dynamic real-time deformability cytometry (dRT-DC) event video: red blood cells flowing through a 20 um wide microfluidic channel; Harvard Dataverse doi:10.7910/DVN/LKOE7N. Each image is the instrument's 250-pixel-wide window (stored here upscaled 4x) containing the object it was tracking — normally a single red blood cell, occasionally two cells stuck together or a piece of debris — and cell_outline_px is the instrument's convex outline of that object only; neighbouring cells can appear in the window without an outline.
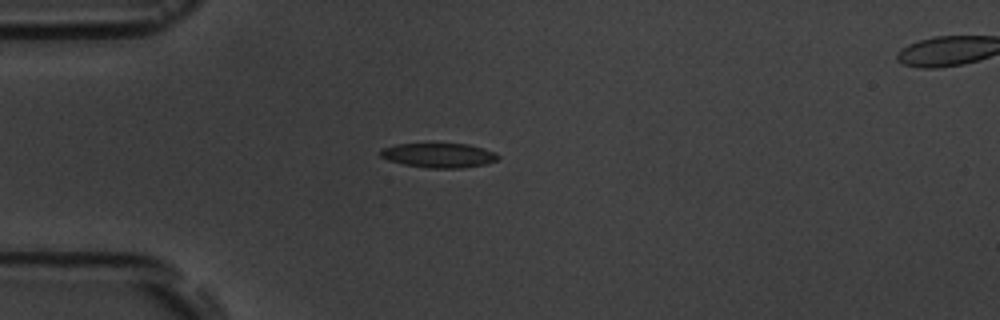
{"species": "common noctule bat (a hibernating species)", "species_latin": "Nyctalus noctula", "temperature_condition": "room temperature", "stored_images_in_passage": 4, "camera_frame_rate_fps": 3000, "um_per_image_px": 0.085, "animal": {"sex": "male", "body_mass_g": 19.5, "forearm_length_mm": 54.6}, "frame": {"image": 1, "passage_image": 1, "time_ms": 0.0, "image_size_px": [1000, 320], "cell_outline_px": [[500, 156], [496, 160], [484, 164], [460, 168], [428, 168], [404, 164], [388, 160], [380, 156], [380, 152], [384, 148], [396, 144], [468, 144], [484, 148], [496, 152]], "centroid_in_image_um": [37.32, 13.2], "position_along_channel_um": 47.7, "area_um2": 16.65}}
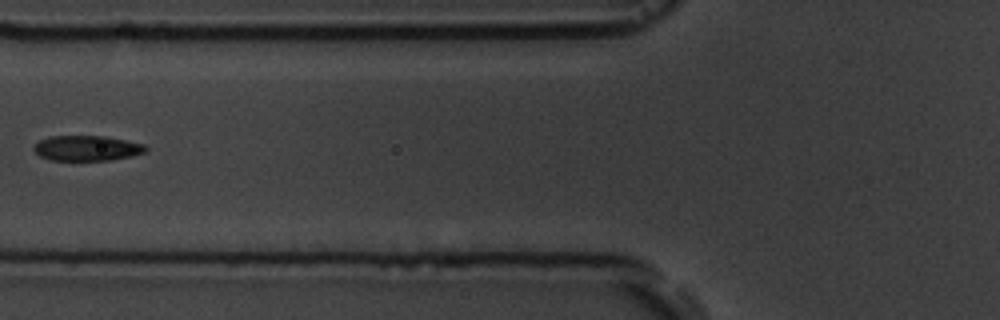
{"frame": {"image": 2, "passage_image": 3, "time_ms": 2.333, "image_size_px": [1000, 320], "cell_outline_px": [[148, 148], [144, 152], [132, 156], [112, 160], [52, 160], [40, 156], [32, 148], [40, 140], [48, 136], [104, 136], [144, 144]], "centroid_in_image_um": [7.39, 12.59], "position_along_channel_um": 118.4, "area_um2": 16.36}}
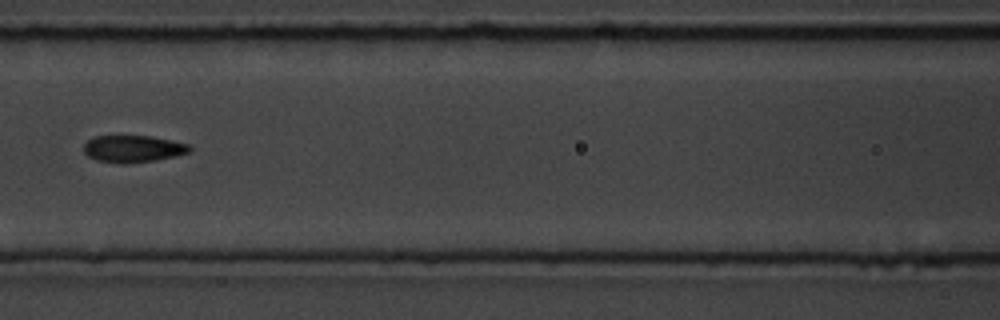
{"frame": {"image": 3, "passage_image": 4, "time_ms": 3.333, "image_size_px": [1000, 320], "cell_outline_px": [[192, 148], [188, 152], [176, 156], [156, 160], [128, 164], [120, 164], [96, 160], [88, 156], [84, 152], [84, 144], [88, 140], [96, 136], [152, 136], [188, 144]], "centroid_in_image_um": [11.3, 12.66], "position_along_channel_um": 155.3, "area_um2": 16.7}}